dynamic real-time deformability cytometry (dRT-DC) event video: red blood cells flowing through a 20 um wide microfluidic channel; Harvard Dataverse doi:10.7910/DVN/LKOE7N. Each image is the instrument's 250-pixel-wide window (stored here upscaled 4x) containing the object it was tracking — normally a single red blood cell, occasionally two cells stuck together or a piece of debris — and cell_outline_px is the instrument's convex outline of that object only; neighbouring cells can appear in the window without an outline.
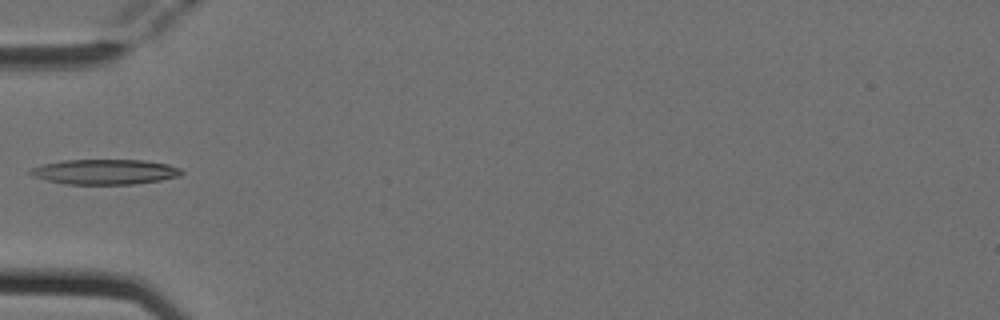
{"species": "Egyptian fruit bat (a non-hibernating species)", "species_latin": "Rousettus aegyptiacus", "temperature_condition": "cold", "stored_images_in_passage": 5, "camera_frame_rate_fps": 3000, "um_per_image_px": 0.085, "animal": {"sex": "female"}, "frame": {"image": 1, "passage_image": 5, "time_ms": 1.333, "image_size_px": [1000, 320], "cell_outline_px": [[184, 172], [180, 176], [160, 180], [132, 184], [64, 184], [32, 176], [28, 172], [28, 168], [44, 164], [64, 160], [144, 160], [168, 164], [180, 168]], "centroid_in_image_um": [8.91, 14.6], "position_along_channel_um": 76.1, "area_um2": 22.14}}